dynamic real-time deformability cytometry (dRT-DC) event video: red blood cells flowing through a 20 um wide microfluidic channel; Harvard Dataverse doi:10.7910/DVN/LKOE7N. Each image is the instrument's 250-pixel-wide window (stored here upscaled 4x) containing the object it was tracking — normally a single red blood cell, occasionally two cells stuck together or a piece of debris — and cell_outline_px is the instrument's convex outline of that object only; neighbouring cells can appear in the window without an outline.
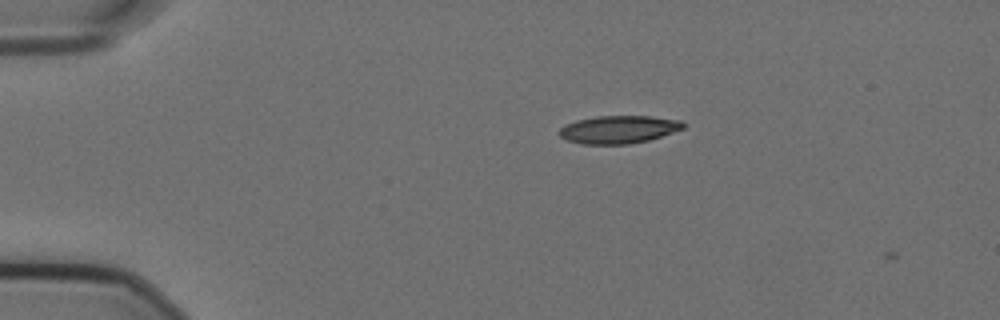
{"species": "Egyptian fruit bat (a non-hibernating species)", "species_latin": "Rousettus aegyptiacus", "temperature_condition": "cold", "stored_images_in_passage": 2, "camera_frame_rate_fps": 3000, "um_per_image_px": 0.085, "animal": {"sex": "female"}, "frame": {"image": 1, "passage_image": 1, "time_ms": 0.0, "image_size_px": [1000, 320], "cell_outline_px": [[684, 128], [648, 140], [628, 144], [580, 144], [568, 140], [560, 136], [556, 132], [564, 124], [576, 120], [596, 116], [652, 116], [680, 120], [684, 124]], "centroid_in_image_um": [52.52, 11.0], "position_along_channel_um": 32.5, "area_um2": 20.11}}